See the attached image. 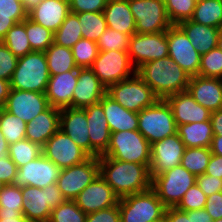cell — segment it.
<instances>
[{
    "label": "cell",
    "instance_id": "1",
    "mask_svg": "<svg viewBox=\"0 0 222 222\" xmlns=\"http://www.w3.org/2000/svg\"><path fill=\"white\" fill-rule=\"evenodd\" d=\"M99 158V174L120 199L151 188L149 168L143 164L120 161L106 156Z\"/></svg>",
    "mask_w": 222,
    "mask_h": 222
},
{
    "label": "cell",
    "instance_id": "2",
    "mask_svg": "<svg viewBox=\"0 0 222 222\" xmlns=\"http://www.w3.org/2000/svg\"><path fill=\"white\" fill-rule=\"evenodd\" d=\"M136 74L159 99L187 90L191 77L169 56L141 65Z\"/></svg>",
    "mask_w": 222,
    "mask_h": 222
},
{
    "label": "cell",
    "instance_id": "3",
    "mask_svg": "<svg viewBox=\"0 0 222 222\" xmlns=\"http://www.w3.org/2000/svg\"><path fill=\"white\" fill-rule=\"evenodd\" d=\"M49 78L45 53L32 51L19 57L10 80L11 89L45 93Z\"/></svg>",
    "mask_w": 222,
    "mask_h": 222
},
{
    "label": "cell",
    "instance_id": "4",
    "mask_svg": "<svg viewBox=\"0 0 222 222\" xmlns=\"http://www.w3.org/2000/svg\"><path fill=\"white\" fill-rule=\"evenodd\" d=\"M151 144L138 130L113 132L107 151L101 155L150 167Z\"/></svg>",
    "mask_w": 222,
    "mask_h": 222
},
{
    "label": "cell",
    "instance_id": "5",
    "mask_svg": "<svg viewBox=\"0 0 222 222\" xmlns=\"http://www.w3.org/2000/svg\"><path fill=\"white\" fill-rule=\"evenodd\" d=\"M138 131L150 144L177 133L172 109L165 99L138 113Z\"/></svg>",
    "mask_w": 222,
    "mask_h": 222
},
{
    "label": "cell",
    "instance_id": "6",
    "mask_svg": "<svg viewBox=\"0 0 222 222\" xmlns=\"http://www.w3.org/2000/svg\"><path fill=\"white\" fill-rule=\"evenodd\" d=\"M22 198V213L30 222H48L52 209L66 201L57 183L43 189L22 187Z\"/></svg>",
    "mask_w": 222,
    "mask_h": 222
},
{
    "label": "cell",
    "instance_id": "7",
    "mask_svg": "<svg viewBox=\"0 0 222 222\" xmlns=\"http://www.w3.org/2000/svg\"><path fill=\"white\" fill-rule=\"evenodd\" d=\"M120 222H153L164 216L166 207L150 188L118 200Z\"/></svg>",
    "mask_w": 222,
    "mask_h": 222
},
{
    "label": "cell",
    "instance_id": "8",
    "mask_svg": "<svg viewBox=\"0 0 222 222\" xmlns=\"http://www.w3.org/2000/svg\"><path fill=\"white\" fill-rule=\"evenodd\" d=\"M196 183V176L182 165L152 178L151 188L166 208L177 207L184 194Z\"/></svg>",
    "mask_w": 222,
    "mask_h": 222
},
{
    "label": "cell",
    "instance_id": "9",
    "mask_svg": "<svg viewBox=\"0 0 222 222\" xmlns=\"http://www.w3.org/2000/svg\"><path fill=\"white\" fill-rule=\"evenodd\" d=\"M106 94L123 108L137 113L152 106L159 99L136 73L109 86Z\"/></svg>",
    "mask_w": 222,
    "mask_h": 222
},
{
    "label": "cell",
    "instance_id": "10",
    "mask_svg": "<svg viewBox=\"0 0 222 222\" xmlns=\"http://www.w3.org/2000/svg\"><path fill=\"white\" fill-rule=\"evenodd\" d=\"M90 68L106 89L136 73L128 52L119 50L99 51Z\"/></svg>",
    "mask_w": 222,
    "mask_h": 222
},
{
    "label": "cell",
    "instance_id": "11",
    "mask_svg": "<svg viewBox=\"0 0 222 222\" xmlns=\"http://www.w3.org/2000/svg\"><path fill=\"white\" fill-rule=\"evenodd\" d=\"M136 22V33H158L167 31L169 20L164 0H128Z\"/></svg>",
    "mask_w": 222,
    "mask_h": 222
},
{
    "label": "cell",
    "instance_id": "12",
    "mask_svg": "<svg viewBox=\"0 0 222 222\" xmlns=\"http://www.w3.org/2000/svg\"><path fill=\"white\" fill-rule=\"evenodd\" d=\"M127 52L136 70L147 62L169 56L166 31L133 34Z\"/></svg>",
    "mask_w": 222,
    "mask_h": 222
},
{
    "label": "cell",
    "instance_id": "13",
    "mask_svg": "<svg viewBox=\"0 0 222 222\" xmlns=\"http://www.w3.org/2000/svg\"><path fill=\"white\" fill-rule=\"evenodd\" d=\"M99 175V158L61 169L57 186L66 200H74Z\"/></svg>",
    "mask_w": 222,
    "mask_h": 222
},
{
    "label": "cell",
    "instance_id": "14",
    "mask_svg": "<svg viewBox=\"0 0 222 222\" xmlns=\"http://www.w3.org/2000/svg\"><path fill=\"white\" fill-rule=\"evenodd\" d=\"M42 154L60 169L81 164L91 157L60 129L46 141Z\"/></svg>",
    "mask_w": 222,
    "mask_h": 222
},
{
    "label": "cell",
    "instance_id": "15",
    "mask_svg": "<svg viewBox=\"0 0 222 222\" xmlns=\"http://www.w3.org/2000/svg\"><path fill=\"white\" fill-rule=\"evenodd\" d=\"M61 169L43 154L18 168L12 184L18 187L45 188L56 183Z\"/></svg>",
    "mask_w": 222,
    "mask_h": 222
},
{
    "label": "cell",
    "instance_id": "16",
    "mask_svg": "<svg viewBox=\"0 0 222 222\" xmlns=\"http://www.w3.org/2000/svg\"><path fill=\"white\" fill-rule=\"evenodd\" d=\"M169 57L190 76L199 75L201 54L178 25H172L167 31Z\"/></svg>",
    "mask_w": 222,
    "mask_h": 222
},
{
    "label": "cell",
    "instance_id": "17",
    "mask_svg": "<svg viewBox=\"0 0 222 222\" xmlns=\"http://www.w3.org/2000/svg\"><path fill=\"white\" fill-rule=\"evenodd\" d=\"M185 148L184 143L177 133L152 143L149 167L151 179L166 170L181 165Z\"/></svg>",
    "mask_w": 222,
    "mask_h": 222
},
{
    "label": "cell",
    "instance_id": "18",
    "mask_svg": "<svg viewBox=\"0 0 222 222\" xmlns=\"http://www.w3.org/2000/svg\"><path fill=\"white\" fill-rule=\"evenodd\" d=\"M48 107L45 93L11 89L3 108L27 124Z\"/></svg>",
    "mask_w": 222,
    "mask_h": 222
},
{
    "label": "cell",
    "instance_id": "19",
    "mask_svg": "<svg viewBox=\"0 0 222 222\" xmlns=\"http://www.w3.org/2000/svg\"><path fill=\"white\" fill-rule=\"evenodd\" d=\"M118 200L112 187L100 174L74 199L77 206L86 214L115 206Z\"/></svg>",
    "mask_w": 222,
    "mask_h": 222
},
{
    "label": "cell",
    "instance_id": "20",
    "mask_svg": "<svg viewBox=\"0 0 222 222\" xmlns=\"http://www.w3.org/2000/svg\"><path fill=\"white\" fill-rule=\"evenodd\" d=\"M165 100L172 109L177 126L208 121L211 118L212 112L198 104L187 90L169 95Z\"/></svg>",
    "mask_w": 222,
    "mask_h": 222
},
{
    "label": "cell",
    "instance_id": "21",
    "mask_svg": "<svg viewBox=\"0 0 222 222\" xmlns=\"http://www.w3.org/2000/svg\"><path fill=\"white\" fill-rule=\"evenodd\" d=\"M84 109L89 127L91 157L98 158L103 155L109 147L111 137L110 128L100 103L92 104Z\"/></svg>",
    "mask_w": 222,
    "mask_h": 222
},
{
    "label": "cell",
    "instance_id": "22",
    "mask_svg": "<svg viewBox=\"0 0 222 222\" xmlns=\"http://www.w3.org/2000/svg\"><path fill=\"white\" fill-rule=\"evenodd\" d=\"M106 91V87L90 67L78 68V80L73 92L72 107L85 108L99 103Z\"/></svg>",
    "mask_w": 222,
    "mask_h": 222
},
{
    "label": "cell",
    "instance_id": "23",
    "mask_svg": "<svg viewBox=\"0 0 222 222\" xmlns=\"http://www.w3.org/2000/svg\"><path fill=\"white\" fill-rule=\"evenodd\" d=\"M187 91L194 100L210 112L222 108V79L203 77L200 75L191 76Z\"/></svg>",
    "mask_w": 222,
    "mask_h": 222
},
{
    "label": "cell",
    "instance_id": "24",
    "mask_svg": "<svg viewBox=\"0 0 222 222\" xmlns=\"http://www.w3.org/2000/svg\"><path fill=\"white\" fill-rule=\"evenodd\" d=\"M84 108L60 109L59 129L91 156L89 127Z\"/></svg>",
    "mask_w": 222,
    "mask_h": 222
},
{
    "label": "cell",
    "instance_id": "25",
    "mask_svg": "<svg viewBox=\"0 0 222 222\" xmlns=\"http://www.w3.org/2000/svg\"><path fill=\"white\" fill-rule=\"evenodd\" d=\"M78 80V68L62 74L50 75L45 92L49 106L58 109L72 107L73 92Z\"/></svg>",
    "mask_w": 222,
    "mask_h": 222
},
{
    "label": "cell",
    "instance_id": "26",
    "mask_svg": "<svg viewBox=\"0 0 222 222\" xmlns=\"http://www.w3.org/2000/svg\"><path fill=\"white\" fill-rule=\"evenodd\" d=\"M69 13V0H42L28 12V18L54 33Z\"/></svg>",
    "mask_w": 222,
    "mask_h": 222
},
{
    "label": "cell",
    "instance_id": "27",
    "mask_svg": "<svg viewBox=\"0 0 222 222\" xmlns=\"http://www.w3.org/2000/svg\"><path fill=\"white\" fill-rule=\"evenodd\" d=\"M60 109L49 106L26 125V139L44 146L46 141L59 130Z\"/></svg>",
    "mask_w": 222,
    "mask_h": 222
},
{
    "label": "cell",
    "instance_id": "28",
    "mask_svg": "<svg viewBox=\"0 0 222 222\" xmlns=\"http://www.w3.org/2000/svg\"><path fill=\"white\" fill-rule=\"evenodd\" d=\"M105 113L110 132L138 130V113L127 110L107 94L99 102Z\"/></svg>",
    "mask_w": 222,
    "mask_h": 222
},
{
    "label": "cell",
    "instance_id": "29",
    "mask_svg": "<svg viewBox=\"0 0 222 222\" xmlns=\"http://www.w3.org/2000/svg\"><path fill=\"white\" fill-rule=\"evenodd\" d=\"M103 14L108 28L129 36L136 33V22L128 0H108Z\"/></svg>",
    "mask_w": 222,
    "mask_h": 222
},
{
    "label": "cell",
    "instance_id": "30",
    "mask_svg": "<svg viewBox=\"0 0 222 222\" xmlns=\"http://www.w3.org/2000/svg\"><path fill=\"white\" fill-rule=\"evenodd\" d=\"M178 26L184 31L199 54L208 53L217 47L220 28L195 23L191 20L180 22Z\"/></svg>",
    "mask_w": 222,
    "mask_h": 222
},
{
    "label": "cell",
    "instance_id": "31",
    "mask_svg": "<svg viewBox=\"0 0 222 222\" xmlns=\"http://www.w3.org/2000/svg\"><path fill=\"white\" fill-rule=\"evenodd\" d=\"M177 134L186 148H210L214 136L211 120L179 125Z\"/></svg>",
    "mask_w": 222,
    "mask_h": 222
},
{
    "label": "cell",
    "instance_id": "32",
    "mask_svg": "<svg viewBox=\"0 0 222 222\" xmlns=\"http://www.w3.org/2000/svg\"><path fill=\"white\" fill-rule=\"evenodd\" d=\"M44 53L50 75L62 74L78 68L69 48L52 43Z\"/></svg>",
    "mask_w": 222,
    "mask_h": 222
},
{
    "label": "cell",
    "instance_id": "33",
    "mask_svg": "<svg viewBox=\"0 0 222 222\" xmlns=\"http://www.w3.org/2000/svg\"><path fill=\"white\" fill-rule=\"evenodd\" d=\"M190 20L222 29V0H201L197 2Z\"/></svg>",
    "mask_w": 222,
    "mask_h": 222
},
{
    "label": "cell",
    "instance_id": "34",
    "mask_svg": "<svg viewBox=\"0 0 222 222\" xmlns=\"http://www.w3.org/2000/svg\"><path fill=\"white\" fill-rule=\"evenodd\" d=\"M1 42L18 58L32 52L26 33V19L10 28Z\"/></svg>",
    "mask_w": 222,
    "mask_h": 222
},
{
    "label": "cell",
    "instance_id": "35",
    "mask_svg": "<svg viewBox=\"0 0 222 222\" xmlns=\"http://www.w3.org/2000/svg\"><path fill=\"white\" fill-rule=\"evenodd\" d=\"M78 16L69 13L59 29L54 32L53 43L71 49L81 38Z\"/></svg>",
    "mask_w": 222,
    "mask_h": 222
},
{
    "label": "cell",
    "instance_id": "36",
    "mask_svg": "<svg viewBox=\"0 0 222 222\" xmlns=\"http://www.w3.org/2000/svg\"><path fill=\"white\" fill-rule=\"evenodd\" d=\"M81 26L82 38L97 42L107 29L103 12L76 13Z\"/></svg>",
    "mask_w": 222,
    "mask_h": 222
},
{
    "label": "cell",
    "instance_id": "37",
    "mask_svg": "<svg viewBox=\"0 0 222 222\" xmlns=\"http://www.w3.org/2000/svg\"><path fill=\"white\" fill-rule=\"evenodd\" d=\"M211 155L210 148H185L181 159V165L195 176L202 175L206 171Z\"/></svg>",
    "mask_w": 222,
    "mask_h": 222
},
{
    "label": "cell",
    "instance_id": "38",
    "mask_svg": "<svg viewBox=\"0 0 222 222\" xmlns=\"http://www.w3.org/2000/svg\"><path fill=\"white\" fill-rule=\"evenodd\" d=\"M26 125L17 116L0 108V130L9 145L26 138Z\"/></svg>",
    "mask_w": 222,
    "mask_h": 222
},
{
    "label": "cell",
    "instance_id": "39",
    "mask_svg": "<svg viewBox=\"0 0 222 222\" xmlns=\"http://www.w3.org/2000/svg\"><path fill=\"white\" fill-rule=\"evenodd\" d=\"M8 151L9 157L19 168L38 158L42 154V146L25 138L10 144Z\"/></svg>",
    "mask_w": 222,
    "mask_h": 222
},
{
    "label": "cell",
    "instance_id": "40",
    "mask_svg": "<svg viewBox=\"0 0 222 222\" xmlns=\"http://www.w3.org/2000/svg\"><path fill=\"white\" fill-rule=\"evenodd\" d=\"M26 33L32 51L45 52L53 43L54 33L28 17L26 18Z\"/></svg>",
    "mask_w": 222,
    "mask_h": 222
},
{
    "label": "cell",
    "instance_id": "41",
    "mask_svg": "<svg viewBox=\"0 0 222 222\" xmlns=\"http://www.w3.org/2000/svg\"><path fill=\"white\" fill-rule=\"evenodd\" d=\"M71 51L78 68L91 67L99 53L96 42L86 38H81Z\"/></svg>",
    "mask_w": 222,
    "mask_h": 222
},
{
    "label": "cell",
    "instance_id": "42",
    "mask_svg": "<svg viewBox=\"0 0 222 222\" xmlns=\"http://www.w3.org/2000/svg\"><path fill=\"white\" fill-rule=\"evenodd\" d=\"M86 216L74 200H66L52 209L48 222H85Z\"/></svg>",
    "mask_w": 222,
    "mask_h": 222
},
{
    "label": "cell",
    "instance_id": "43",
    "mask_svg": "<svg viewBox=\"0 0 222 222\" xmlns=\"http://www.w3.org/2000/svg\"><path fill=\"white\" fill-rule=\"evenodd\" d=\"M166 11L172 25L190 20L193 16L196 2L194 0H164Z\"/></svg>",
    "mask_w": 222,
    "mask_h": 222
},
{
    "label": "cell",
    "instance_id": "44",
    "mask_svg": "<svg viewBox=\"0 0 222 222\" xmlns=\"http://www.w3.org/2000/svg\"><path fill=\"white\" fill-rule=\"evenodd\" d=\"M199 75L222 79V51L218 47L201 55Z\"/></svg>",
    "mask_w": 222,
    "mask_h": 222
},
{
    "label": "cell",
    "instance_id": "45",
    "mask_svg": "<svg viewBox=\"0 0 222 222\" xmlns=\"http://www.w3.org/2000/svg\"><path fill=\"white\" fill-rule=\"evenodd\" d=\"M130 37L131 36L127 34L107 27L104 33L97 40L96 44L98 45L99 51H128Z\"/></svg>",
    "mask_w": 222,
    "mask_h": 222
},
{
    "label": "cell",
    "instance_id": "46",
    "mask_svg": "<svg viewBox=\"0 0 222 222\" xmlns=\"http://www.w3.org/2000/svg\"><path fill=\"white\" fill-rule=\"evenodd\" d=\"M22 187L7 184L0 192V209L22 212Z\"/></svg>",
    "mask_w": 222,
    "mask_h": 222
},
{
    "label": "cell",
    "instance_id": "47",
    "mask_svg": "<svg viewBox=\"0 0 222 222\" xmlns=\"http://www.w3.org/2000/svg\"><path fill=\"white\" fill-rule=\"evenodd\" d=\"M207 196L195 183L184 194L177 208L182 211L199 210L205 207Z\"/></svg>",
    "mask_w": 222,
    "mask_h": 222
},
{
    "label": "cell",
    "instance_id": "48",
    "mask_svg": "<svg viewBox=\"0 0 222 222\" xmlns=\"http://www.w3.org/2000/svg\"><path fill=\"white\" fill-rule=\"evenodd\" d=\"M0 16H11L16 23H20L28 17V12L23 0H0Z\"/></svg>",
    "mask_w": 222,
    "mask_h": 222
},
{
    "label": "cell",
    "instance_id": "49",
    "mask_svg": "<svg viewBox=\"0 0 222 222\" xmlns=\"http://www.w3.org/2000/svg\"><path fill=\"white\" fill-rule=\"evenodd\" d=\"M18 59L6 45L0 42V79L11 80Z\"/></svg>",
    "mask_w": 222,
    "mask_h": 222
},
{
    "label": "cell",
    "instance_id": "50",
    "mask_svg": "<svg viewBox=\"0 0 222 222\" xmlns=\"http://www.w3.org/2000/svg\"><path fill=\"white\" fill-rule=\"evenodd\" d=\"M108 0H69L71 13L103 12Z\"/></svg>",
    "mask_w": 222,
    "mask_h": 222
},
{
    "label": "cell",
    "instance_id": "51",
    "mask_svg": "<svg viewBox=\"0 0 222 222\" xmlns=\"http://www.w3.org/2000/svg\"><path fill=\"white\" fill-rule=\"evenodd\" d=\"M85 222H120L119 205L89 213Z\"/></svg>",
    "mask_w": 222,
    "mask_h": 222
},
{
    "label": "cell",
    "instance_id": "52",
    "mask_svg": "<svg viewBox=\"0 0 222 222\" xmlns=\"http://www.w3.org/2000/svg\"><path fill=\"white\" fill-rule=\"evenodd\" d=\"M196 183L207 197L211 194L222 192V179L213 175H198L196 176Z\"/></svg>",
    "mask_w": 222,
    "mask_h": 222
},
{
    "label": "cell",
    "instance_id": "53",
    "mask_svg": "<svg viewBox=\"0 0 222 222\" xmlns=\"http://www.w3.org/2000/svg\"><path fill=\"white\" fill-rule=\"evenodd\" d=\"M204 209L212 217L213 221L222 218V192L208 196Z\"/></svg>",
    "mask_w": 222,
    "mask_h": 222
},
{
    "label": "cell",
    "instance_id": "54",
    "mask_svg": "<svg viewBox=\"0 0 222 222\" xmlns=\"http://www.w3.org/2000/svg\"><path fill=\"white\" fill-rule=\"evenodd\" d=\"M18 167L10 157H0V179L3 183L12 184L13 178L16 175Z\"/></svg>",
    "mask_w": 222,
    "mask_h": 222
},
{
    "label": "cell",
    "instance_id": "55",
    "mask_svg": "<svg viewBox=\"0 0 222 222\" xmlns=\"http://www.w3.org/2000/svg\"><path fill=\"white\" fill-rule=\"evenodd\" d=\"M204 174L222 179V156L212 154Z\"/></svg>",
    "mask_w": 222,
    "mask_h": 222
},
{
    "label": "cell",
    "instance_id": "56",
    "mask_svg": "<svg viewBox=\"0 0 222 222\" xmlns=\"http://www.w3.org/2000/svg\"><path fill=\"white\" fill-rule=\"evenodd\" d=\"M166 222H191V216L177 207L166 208Z\"/></svg>",
    "mask_w": 222,
    "mask_h": 222
},
{
    "label": "cell",
    "instance_id": "57",
    "mask_svg": "<svg viewBox=\"0 0 222 222\" xmlns=\"http://www.w3.org/2000/svg\"><path fill=\"white\" fill-rule=\"evenodd\" d=\"M0 222H30L21 211L0 209Z\"/></svg>",
    "mask_w": 222,
    "mask_h": 222
},
{
    "label": "cell",
    "instance_id": "58",
    "mask_svg": "<svg viewBox=\"0 0 222 222\" xmlns=\"http://www.w3.org/2000/svg\"><path fill=\"white\" fill-rule=\"evenodd\" d=\"M191 216V222H213L212 217L203 209L186 211Z\"/></svg>",
    "mask_w": 222,
    "mask_h": 222
},
{
    "label": "cell",
    "instance_id": "59",
    "mask_svg": "<svg viewBox=\"0 0 222 222\" xmlns=\"http://www.w3.org/2000/svg\"><path fill=\"white\" fill-rule=\"evenodd\" d=\"M211 123L214 135L222 134V108L211 113Z\"/></svg>",
    "mask_w": 222,
    "mask_h": 222
},
{
    "label": "cell",
    "instance_id": "60",
    "mask_svg": "<svg viewBox=\"0 0 222 222\" xmlns=\"http://www.w3.org/2000/svg\"><path fill=\"white\" fill-rule=\"evenodd\" d=\"M16 22L11 16H0V42L6 36L7 31L12 28Z\"/></svg>",
    "mask_w": 222,
    "mask_h": 222
},
{
    "label": "cell",
    "instance_id": "61",
    "mask_svg": "<svg viewBox=\"0 0 222 222\" xmlns=\"http://www.w3.org/2000/svg\"><path fill=\"white\" fill-rule=\"evenodd\" d=\"M11 91L10 81L0 79V108H3L6 104L7 98Z\"/></svg>",
    "mask_w": 222,
    "mask_h": 222
},
{
    "label": "cell",
    "instance_id": "62",
    "mask_svg": "<svg viewBox=\"0 0 222 222\" xmlns=\"http://www.w3.org/2000/svg\"><path fill=\"white\" fill-rule=\"evenodd\" d=\"M210 150L212 154L222 156V134L213 136Z\"/></svg>",
    "mask_w": 222,
    "mask_h": 222
},
{
    "label": "cell",
    "instance_id": "63",
    "mask_svg": "<svg viewBox=\"0 0 222 222\" xmlns=\"http://www.w3.org/2000/svg\"><path fill=\"white\" fill-rule=\"evenodd\" d=\"M9 144L0 130V157H9Z\"/></svg>",
    "mask_w": 222,
    "mask_h": 222
},
{
    "label": "cell",
    "instance_id": "64",
    "mask_svg": "<svg viewBox=\"0 0 222 222\" xmlns=\"http://www.w3.org/2000/svg\"><path fill=\"white\" fill-rule=\"evenodd\" d=\"M42 0H23L24 8L27 12L35 8Z\"/></svg>",
    "mask_w": 222,
    "mask_h": 222
},
{
    "label": "cell",
    "instance_id": "65",
    "mask_svg": "<svg viewBox=\"0 0 222 222\" xmlns=\"http://www.w3.org/2000/svg\"><path fill=\"white\" fill-rule=\"evenodd\" d=\"M217 47L222 51V29L218 35Z\"/></svg>",
    "mask_w": 222,
    "mask_h": 222
},
{
    "label": "cell",
    "instance_id": "66",
    "mask_svg": "<svg viewBox=\"0 0 222 222\" xmlns=\"http://www.w3.org/2000/svg\"><path fill=\"white\" fill-rule=\"evenodd\" d=\"M153 222H166V211H165V214H164L163 217H161L160 219L155 220V221H153Z\"/></svg>",
    "mask_w": 222,
    "mask_h": 222
},
{
    "label": "cell",
    "instance_id": "67",
    "mask_svg": "<svg viewBox=\"0 0 222 222\" xmlns=\"http://www.w3.org/2000/svg\"><path fill=\"white\" fill-rule=\"evenodd\" d=\"M6 184L0 179V192Z\"/></svg>",
    "mask_w": 222,
    "mask_h": 222
},
{
    "label": "cell",
    "instance_id": "68",
    "mask_svg": "<svg viewBox=\"0 0 222 222\" xmlns=\"http://www.w3.org/2000/svg\"><path fill=\"white\" fill-rule=\"evenodd\" d=\"M213 222H222V218H219L217 220H214Z\"/></svg>",
    "mask_w": 222,
    "mask_h": 222
}]
</instances>
